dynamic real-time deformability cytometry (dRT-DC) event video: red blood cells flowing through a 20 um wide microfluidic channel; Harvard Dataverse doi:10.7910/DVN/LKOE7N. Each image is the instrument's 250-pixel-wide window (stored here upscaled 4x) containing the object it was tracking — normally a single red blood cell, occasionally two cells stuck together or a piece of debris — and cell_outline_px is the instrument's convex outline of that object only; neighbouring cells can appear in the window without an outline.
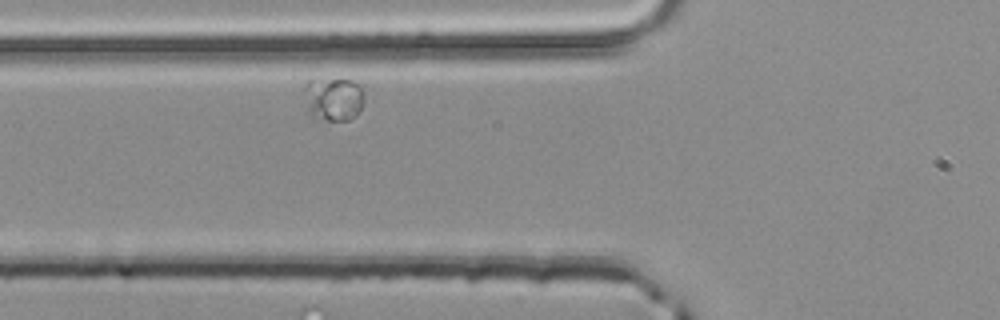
{"species": "common noctule bat (a hibernating species)", "species_latin": "Nyctalus noctula", "temperature_condition": "room temperature", "stored_images_in_passage": 5, "segment_of_instrument_passage": [2, 2], "camera_frame_rate_fps": 3000, "um_per_image_px": 0.085, "animal": {"sex": "male", "body_mass_g": 20.4}, "frame": {"image": 1, "passage_image": 5, "time_ms": 1.333, "image_size_px": [1000, 320], "cell_outline_px": [[364, 104], [356, 116], [348, 120], [328, 120], [312, 116], [308, 112], [304, 88], [304, 84], [308, 80], [352, 80], [364, 84]], "centroid_in_image_um": [28.41, 8.4], "position_along_channel_um": 97.4, "area_um2": 15.43}}